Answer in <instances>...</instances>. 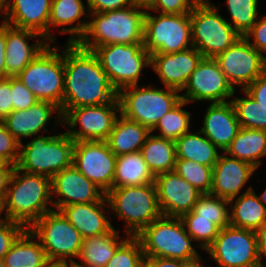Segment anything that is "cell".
Wrapping results in <instances>:
<instances>
[{
	"instance_id": "obj_1",
	"label": "cell",
	"mask_w": 266,
	"mask_h": 267,
	"mask_svg": "<svg viewBox=\"0 0 266 267\" xmlns=\"http://www.w3.org/2000/svg\"><path fill=\"white\" fill-rule=\"evenodd\" d=\"M119 103L118 92L112 86L96 55L77 42L64 44V94L60 110L82 106Z\"/></svg>"
},
{
	"instance_id": "obj_2",
	"label": "cell",
	"mask_w": 266,
	"mask_h": 267,
	"mask_svg": "<svg viewBox=\"0 0 266 267\" xmlns=\"http://www.w3.org/2000/svg\"><path fill=\"white\" fill-rule=\"evenodd\" d=\"M146 11L145 3L136 2L123 9L89 13L87 30L77 43L90 51L108 44L143 43Z\"/></svg>"
},
{
	"instance_id": "obj_3",
	"label": "cell",
	"mask_w": 266,
	"mask_h": 267,
	"mask_svg": "<svg viewBox=\"0 0 266 267\" xmlns=\"http://www.w3.org/2000/svg\"><path fill=\"white\" fill-rule=\"evenodd\" d=\"M49 204H52L51 179L25 172L15 166L3 199L7 220L19 222L29 228L46 212L54 209Z\"/></svg>"
},
{
	"instance_id": "obj_4",
	"label": "cell",
	"mask_w": 266,
	"mask_h": 267,
	"mask_svg": "<svg viewBox=\"0 0 266 267\" xmlns=\"http://www.w3.org/2000/svg\"><path fill=\"white\" fill-rule=\"evenodd\" d=\"M111 217L125 221L124 233L137 236L162 216L155 183L112 188L106 193Z\"/></svg>"
},
{
	"instance_id": "obj_5",
	"label": "cell",
	"mask_w": 266,
	"mask_h": 267,
	"mask_svg": "<svg viewBox=\"0 0 266 267\" xmlns=\"http://www.w3.org/2000/svg\"><path fill=\"white\" fill-rule=\"evenodd\" d=\"M142 245L144 256L163 257L189 261L203 260L199 245L186 232L180 217L161 216L136 236Z\"/></svg>"
},
{
	"instance_id": "obj_6",
	"label": "cell",
	"mask_w": 266,
	"mask_h": 267,
	"mask_svg": "<svg viewBox=\"0 0 266 267\" xmlns=\"http://www.w3.org/2000/svg\"><path fill=\"white\" fill-rule=\"evenodd\" d=\"M30 141L20 143L16 167L28 173L44 175L50 179L63 169L73 165L75 142L66 133L36 135Z\"/></svg>"
},
{
	"instance_id": "obj_7",
	"label": "cell",
	"mask_w": 266,
	"mask_h": 267,
	"mask_svg": "<svg viewBox=\"0 0 266 267\" xmlns=\"http://www.w3.org/2000/svg\"><path fill=\"white\" fill-rule=\"evenodd\" d=\"M120 114L125 118L140 123L150 131L157 122L180 101V91L153 85H135L118 92Z\"/></svg>"
},
{
	"instance_id": "obj_8",
	"label": "cell",
	"mask_w": 266,
	"mask_h": 267,
	"mask_svg": "<svg viewBox=\"0 0 266 267\" xmlns=\"http://www.w3.org/2000/svg\"><path fill=\"white\" fill-rule=\"evenodd\" d=\"M210 0H198L190 13L192 47L203 57L216 58L241 36Z\"/></svg>"
},
{
	"instance_id": "obj_9",
	"label": "cell",
	"mask_w": 266,
	"mask_h": 267,
	"mask_svg": "<svg viewBox=\"0 0 266 267\" xmlns=\"http://www.w3.org/2000/svg\"><path fill=\"white\" fill-rule=\"evenodd\" d=\"M59 51L49 43L17 76L39 101H47L60 110L64 94V45Z\"/></svg>"
},
{
	"instance_id": "obj_10",
	"label": "cell",
	"mask_w": 266,
	"mask_h": 267,
	"mask_svg": "<svg viewBox=\"0 0 266 267\" xmlns=\"http://www.w3.org/2000/svg\"><path fill=\"white\" fill-rule=\"evenodd\" d=\"M92 52L117 92L138 85L142 72L150 67V54L143 43L102 45Z\"/></svg>"
},
{
	"instance_id": "obj_11",
	"label": "cell",
	"mask_w": 266,
	"mask_h": 267,
	"mask_svg": "<svg viewBox=\"0 0 266 267\" xmlns=\"http://www.w3.org/2000/svg\"><path fill=\"white\" fill-rule=\"evenodd\" d=\"M50 261L76 262L83 237L60 210L46 212L29 228Z\"/></svg>"
},
{
	"instance_id": "obj_12",
	"label": "cell",
	"mask_w": 266,
	"mask_h": 267,
	"mask_svg": "<svg viewBox=\"0 0 266 267\" xmlns=\"http://www.w3.org/2000/svg\"><path fill=\"white\" fill-rule=\"evenodd\" d=\"M143 45L150 55L176 53L191 48L190 13L156 14L146 11Z\"/></svg>"
},
{
	"instance_id": "obj_13",
	"label": "cell",
	"mask_w": 266,
	"mask_h": 267,
	"mask_svg": "<svg viewBox=\"0 0 266 267\" xmlns=\"http://www.w3.org/2000/svg\"><path fill=\"white\" fill-rule=\"evenodd\" d=\"M205 251L218 267H257L260 261L256 231L231 225Z\"/></svg>"
},
{
	"instance_id": "obj_14",
	"label": "cell",
	"mask_w": 266,
	"mask_h": 267,
	"mask_svg": "<svg viewBox=\"0 0 266 267\" xmlns=\"http://www.w3.org/2000/svg\"><path fill=\"white\" fill-rule=\"evenodd\" d=\"M118 115L119 103L71 108L62 116V126L74 142L106 141Z\"/></svg>"
},
{
	"instance_id": "obj_15",
	"label": "cell",
	"mask_w": 266,
	"mask_h": 267,
	"mask_svg": "<svg viewBox=\"0 0 266 267\" xmlns=\"http://www.w3.org/2000/svg\"><path fill=\"white\" fill-rule=\"evenodd\" d=\"M183 90L181 100L189 104L197 101L224 103L231 101L232 96L236 94L217 60L206 57L201 59Z\"/></svg>"
},
{
	"instance_id": "obj_16",
	"label": "cell",
	"mask_w": 266,
	"mask_h": 267,
	"mask_svg": "<svg viewBox=\"0 0 266 267\" xmlns=\"http://www.w3.org/2000/svg\"><path fill=\"white\" fill-rule=\"evenodd\" d=\"M116 160L106 141H75L73 166L105 193L113 188Z\"/></svg>"
},
{
	"instance_id": "obj_17",
	"label": "cell",
	"mask_w": 266,
	"mask_h": 267,
	"mask_svg": "<svg viewBox=\"0 0 266 267\" xmlns=\"http://www.w3.org/2000/svg\"><path fill=\"white\" fill-rule=\"evenodd\" d=\"M228 82L236 90L245 89L264 73L263 55L244 37L215 58Z\"/></svg>"
},
{
	"instance_id": "obj_18",
	"label": "cell",
	"mask_w": 266,
	"mask_h": 267,
	"mask_svg": "<svg viewBox=\"0 0 266 267\" xmlns=\"http://www.w3.org/2000/svg\"><path fill=\"white\" fill-rule=\"evenodd\" d=\"M51 199L52 207L60 210L69 204L104 201L106 193L72 165L51 178Z\"/></svg>"
},
{
	"instance_id": "obj_19",
	"label": "cell",
	"mask_w": 266,
	"mask_h": 267,
	"mask_svg": "<svg viewBox=\"0 0 266 267\" xmlns=\"http://www.w3.org/2000/svg\"><path fill=\"white\" fill-rule=\"evenodd\" d=\"M158 205L163 216L181 217L193 210L202 195L192 184L174 171L156 175Z\"/></svg>"
},
{
	"instance_id": "obj_20",
	"label": "cell",
	"mask_w": 266,
	"mask_h": 267,
	"mask_svg": "<svg viewBox=\"0 0 266 267\" xmlns=\"http://www.w3.org/2000/svg\"><path fill=\"white\" fill-rule=\"evenodd\" d=\"M203 55L194 47L176 53H153L150 66L164 87L183 91Z\"/></svg>"
},
{
	"instance_id": "obj_21",
	"label": "cell",
	"mask_w": 266,
	"mask_h": 267,
	"mask_svg": "<svg viewBox=\"0 0 266 267\" xmlns=\"http://www.w3.org/2000/svg\"><path fill=\"white\" fill-rule=\"evenodd\" d=\"M53 116L56 119L53 129H56V126L62 125L60 109L51 102L39 101L26 110L13 111L3 122L7 130L21 143L22 137L26 139L41 135V131L50 133L46 127Z\"/></svg>"
},
{
	"instance_id": "obj_22",
	"label": "cell",
	"mask_w": 266,
	"mask_h": 267,
	"mask_svg": "<svg viewBox=\"0 0 266 267\" xmlns=\"http://www.w3.org/2000/svg\"><path fill=\"white\" fill-rule=\"evenodd\" d=\"M38 37V40L35 38ZM32 44L29 43L30 40ZM41 34L6 24V78L17 77L21 71L49 44Z\"/></svg>"
},
{
	"instance_id": "obj_23",
	"label": "cell",
	"mask_w": 266,
	"mask_h": 267,
	"mask_svg": "<svg viewBox=\"0 0 266 267\" xmlns=\"http://www.w3.org/2000/svg\"><path fill=\"white\" fill-rule=\"evenodd\" d=\"M256 170L250 163L221 152L213 166L210 194L227 200L238 197Z\"/></svg>"
},
{
	"instance_id": "obj_24",
	"label": "cell",
	"mask_w": 266,
	"mask_h": 267,
	"mask_svg": "<svg viewBox=\"0 0 266 267\" xmlns=\"http://www.w3.org/2000/svg\"><path fill=\"white\" fill-rule=\"evenodd\" d=\"M83 16L84 19H82ZM87 18L89 19V10L83 0H52L49 16V42L60 46L55 39L57 36L54 37V33L52 34V28L59 27H61L60 34H69L66 42H78L87 30L89 21Z\"/></svg>"
},
{
	"instance_id": "obj_25",
	"label": "cell",
	"mask_w": 266,
	"mask_h": 267,
	"mask_svg": "<svg viewBox=\"0 0 266 267\" xmlns=\"http://www.w3.org/2000/svg\"><path fill=\"white\" fill-rule=\"evenodd\" d=\"M241 126L231 101L210 103L199 131L221 152H225L236 137Z\"/></svg>"
},
{
	"instance_id": "obj_26",
	"label": "cell",
	"mask_w": 266,
	"mask_h": 267,
	"mask_svg": "<svg viewBox=\"0 0 266 267\" xmlns=\"http://www.w3.org/2000/svg\"><path fill=\"white\" fill-rule=\"evenodd\" d=\"M105 207L109 210L107 199L93 203L69 204L63 206L60 211L85 238L107 233L113 227L108 218L110 210Z\"/></svg>"
},
{
	"instance_id": "obj_27",
	"label": "cell",
	"mask_w": 266,
	"mask_h": 267,
	"mask_svg": "<svg viewBox=\"0 0 266 267\" xmlns=\"http://www.w3.org/2000/svg\"><path fill=\"white\" fill-rule=\"evenodd\" d=\"M52 0H9L6 24L29 29L49 41V16Z\"/></svg>"
},
{
	"instance_id": "obj_28",
	"label": "cell",
	"mask_w": 266,
	"mask_h": 267,
	"mask_svg": "<svg viewBox=\"0 0 266 267\" xmlns=\"http://www.w3.org/2000/svg\"><path fill=\"white\" fill-rule=\"evenodd\" d=\"M122 237L113 226L107 233L83 238L77 257L81 263H75L81 267H105L130 235L125 234Z\"/></svg>"
},
{
	"instance_id": "obj_29",
	"label": "cell",
	"mask_w": 266,
	"mask_h": 267,
	"mask_svg": "<svg viewBox=\"0 0 266 267\" xmlns=\"http://www.w3.org/2000/svg\"><path fill=\"white\" fill-rule=\"evenodd\" d=\"M229 203L231 226L256 231L266 222V208L251 184L241 195L229 200Z\"/></svg>"
},
{
	"instance_id": "obj_30",
	"label": "cell",
	"mask_w": 266,
	"mask_h": 267,
	"mask_svg": "<svg viewBox=\"0 0 266 267\" xmlns=\"http://www.w3.org/2000/svg\"><path fill=\"white\" fill-rule=\"evenodd\" d=\"M150 134L151 131L147 127L120 114L106 142L111 151L120 156L140 151Z\"/></svg>"
},
{
	"instance_id": "obj_31",
	"label": "cell",
	"mask_w": 266,
	"mask_h": 267,
	"mask_svg": "<svg viewBox=\"0 0 266 267\" xmlns=\"http://www.w3.org/2000/svg\"><path fill=\"white\" fill-rule=\"evenodd\" d=\"M49 261L40 241L27 228L5 254L6 267H43Z\"/></svg>"
},
{
	"instance_id": "obj_32",
	"label": "cell",
	"mask_w": 266,
	"mask_h": 267,
	"mask_svg": "<svg viewBox=\"0 0 266 267\" xmlns=\"http://www.w3.org/2000/svg\"><path fill=\"white\" fill-rule=\"evenodd\" d=\"M224 153L259 169L263 164L260 158L266 157V131L241 127Z\"/></svg>"
},
{
	"instance_id": "obj_33",
	"label": "cell",
	"mask_w": 266,
	"mask_h": 267,
	"mask_svg": "<svg viewBox=\"0 0 266 267\" xmlns=\"http://www.w3.org/2000/svg\"><path fill=\"white\" fill-rule=\"evenodd\" d=\"M155 177L140 151L117 156L113 188L155 183Z\"/></svg>"
},
{
	"instance_id": "obj_34",
	"label": "cell",
	"mask_w": 266,
	"mask_h": 267,
	"mask_svg": "<svg viewBox=\"0 0 266 267\" xmlns=\"http://www.w3.org/2000/svg\"><path fill=\"white\" fill-rule=\"evenodd\" d=\"M176 158L195 161L212 167L220 156V150L199 130L188 132L175 141Z\"/></svg>"
},
{
	"instance_id": "obj_35",
	"label": "cell",
	"mask_w": 266,
	"mask_h": 267,
	"mask_svg": "<svg viewBox=\"0 0 266 267\" xmlns=\"http://www.w3.org/2000/svg\"><path fill=\"white\" fill-rule=\"evenodd\" d=\"M140 152L155 176L174 171L177 159L175 141L160 138L151 133L141 147Z\"/></svg>"
},
{
	"instance_id": "obj_36",
	"label": "cell",
	"mask_w": 266,
	"mask_h": 267,
	"mask_svg": "<svg viewBox=\"0 0 266 267\" xmlns=\"http://www.w3.org/2000/svg\"><path fill=\"white\" fill-rule=\"evenodd\" d=\"M187 101L181 100L171 111L166 113L151 130L160 138L176 141L185 133L190 132L192 113L184 109Z\"/></svg>"
},
{
	"instance_id": "obj_37",
	"label": "cell",
	"mask_w": 266,
	"mask_h": 267,
	"mask_svg": "<svg viewBox=\"0 0 266 267\" xmlns=\"http://www.w3.org/2000/svg\"><path fill=\"white\" fill-rule=\"evenodd\" d=\"M240 91L245 96L233 95L231 98L240 126L266 131V108L260 106L244 89Z\"/></svg>"
},
{
	"instance_id": "obj_38",
	"label": "cell",
	"mask_w": 266,
	"mask_h": 267,
	"mask_svg": "<svg viewBox=\"0 0 266 267\" xmlns=\"http://www.w3.org/2000/svg\"><path fill=\"white\" fill-rule=\"evenodd\" d=\"M259 0H226L230 25L243 37L256 23Z\"/></svg>"
},
{
	"instance_id": "obj_39",
	"label": "cell",
	"mask_w": 266,
	"mask_h": 267,
	"mask_svg": "<svg viewBox=\"0 0 266 267\" xmlns=\"http://www.w3.org/2000/svg\"><path fill=\"white\" fill-rule=\"evenodd\" d=\"M229 200L212 195L202 194L193 207L198 218L210 219L220 229L230 225Z\"/></svg>"
},
{
	"instance_id": "obj_40",
	"label": "cell",
	"mask_w": 266,
	"mask_h": 267,
	"mask_svg": "<svg viewBox=\"0 0 266 267\" xmlns=\"http://www.w3.org/2000/svg\"><path fill=\"white\" fill-rule=\"evenodd\" d=\"M174 172L192 184L202 194H209L212 187L213 168L195 161L176 159Z\"/></svg>"
},
{
	"instance_id": "obj_41",
	"label": "cell",
	"mask_w": 266,
	"mask_h": 267,
	"mask_svg": "<svg viewBox=\"0 0 266 267\" xmlns=\"http://www.w3.org/2000/svg\"><path fill=\"white\" fill-rule=\"evenodd\" d=\"M181 220L185 226L186 232L198 242L200 249L206 250L215 240L220 232V228L206 218H198V215L192 210L183 214Z\"/></svg>"
},
{
	"instance_id": "obj_42",
	"label": "cell",
	"mask_w": 266,
	"mask_h": 267,
	"mask_svg": "<svg viewBox=\"0 0 266 267\" xmlns=\"http://www.w3.org/2000/svg\"><path fill=\"white\" fill-rule=\"evenodd\" d=\"M144 258L140 240L130 236L117 250L105 267H141Z\"/></svg>"
},
{
	"instance_id": "obj_43",
	"label": "cell",
	"mask_w": 266,
	"mask_h": 267,
	"mask_svg": "<svg viewBox=\"0 0 266 267\" xmlns=\"http://www.w3.org/2000/svg\"><path fill=\"white\" fill-rule=\"evenodd\" d=\"M198 0H148L147 11L160 14H189Z\"/></svg>"
},
{
	"instance_id": "obj_44",
	"label": "cell",
	"mask_w": 266,
	"mask_h": 267,
	"mask_svg": "<svg viewBox=\"0 0 266 267\" xmlns=\"http://www.w3.org/2000/svg\"><path fill=\"white\" fill-rule=\"evenodd\" d=\"M19 150V141L7 130L4 122L0 120V157L7 163L16 166Z\"/></svg>"
},
{
	"instance_id": "obj_45",
	"label": "cell",
	"mask_w": 266,
	"mask_h": 267,
	"mask_svg": "<svg viewBox=\"0 0 266 267\" xmlns=\"http://www.w3.org/2000/svg\"><path fill=\"white\" fill-rule=\"evenodd\" d=\"M11 90L13 111L26 110L39 102L36 96L17 77H11Z\"/></svg>"
},
{
	"instance_id": "obj_46",
	"label": "cell",
	"mask_w": 266,
	"mask_h": 267,
	"mask_svg": "<svg viewBox=\"0 0 266 267\" xmlns=\"http://www.w3.org/2000/svg\"><path fill=\"white\" fill-rule=\"evenodd\" d=\"M26 229L23 224L11 220H7L0 226V262Z\"/></svg>"
},
{
	"instance_id": "obj_47",
	"label": "cell",
	"mask_w": 266,
	"mask_h": 267,
	"mask_svg": "<svg viewBox=\"0 0 266 267\" xmlns=\"http://www.w3.org/2000/svg\"><path fill=\"white\" fill-rule=\"evenodd\" d=\"M243 37L264 56L266 54V14L259 17Z\"/></svg>"
},
{
	"instance_id": "obj_48",
	"label": "cell",
	"mask_w": 266,
	"mask_h": 267,
	"mask_svg": "<svg viewBox=\"0 0 266 267\" xmlns=\"http://www.w3.org/2000/svg\"><path fill=\"white\" fill-rule=\"evenodd\" d=\"M136 0H87L89 13H103L134 5Z\"/></svg>"
},
{
	"instance_id": "obj_49",
	"label": "cell",
	"mask_w": 266,
	"mask_h": 267,
	"mask_svg": "<svg viewBox=\"0 0 266 267\" xmlns=\"http://www.w3.org/2000/svg\"><path fill=\"white\" fill-rule=\"evenodd\" d=\"M13 112L11 77L0 78V120Z\"/></svg>"
},
{
	"instance_id": "obj_50",
	"label": "cell",
	"mask_w": 266,
	"mask_h": 267,
	"mask_svg": "<svg viewBox=\"0 0 266 267\" xmlns=\"http://www.w3.org/2000/svg\"><path fill=\"white\" fill-rule=\"evenodd\" d=\"M263 108H266V74H261L244 89Z\"/></svg>"
},
{
	"instance_id": "obj_51",
	"label": "cell",
	"mask_w": 266,
	"mask_h": 267,
	"mask_svg": "<svg viewBox=\"0 0 266 267\" xmlns=\"http://www.w3.org/2000/svg\"><path fill=\"white\" fill-rule=\"evenodd\" d=\"M189 264L185 260L144 256L141 267H187Z\"/></svg>"
},
{
	"instance_id": "obj_52",
	"label": "cell",
	"mask_w": 266,
	"mask_h": 267,
	"mask_svg": "<svg viewBox=\"0 0 266 267\" xmlns=\"http://www.w3.org/2000/svg\"><path fill=\"white\" fill-rule=\"evenodd\" d=\"M15 169L14 165L7 163L4 167L0 168V201L5 198L9 181Z\"/></svg>"
},
{
	"instance_id": "obj_53",
	"label": "cell",
	"mask_w": 266,
	"mask_h": 267,
	"mask_svg": "<svg viewBox=\"0 0 266 267\" xmlns=\"http://www.w3.org/2000/svg\"><path fill=\"white\" fill-rule=\"evenodd\" d=\"M5 48H6V23L0 24V78H6Z\"/></svg>"
},
{
	"instance_id": "obj_54",
	"label": "cell",
	"mask_w": 266,
	"mask_h": 267,
	"mask_svg": "<svg viewBox=\"0 0 266 267\" xmlns=\"http://www.w3.org/2000/svg\"><path fill=\"white\" fill-rule=\"evenodd\" d=\"M256 235L260 257L266 258V222L256 230Z\"/></svg>"
},
{
	"instance_id": "obj_55",
	"label": "cell",
	"mask_w": 266,
	"mask_h": 267,
	"mask_svg": "<svg viewBox=\"0 0 266 267\" xmlns=\"http://www.w3.org/2000/svg\"><path fill=\"white\" fill-rule=\"evenodd\" d=\"M9 0H0V19H2V24L6 23L8 15Z\"/></svg>"
},
{
	"instance_id": "obj_56",
	"label": "cell",
	"mask_w": 266,
	"mask_h": 267,
	"mask_svg": "<svg viewBox=\"0 0 266 267\" xmlns=\"http://www.w3.org/2000/svg\"><path fill=\"white\" fill-rule=\"evenodd\" d=\"M43 267H69V262L49 260Z\"/></svg>"
},
{
	"instance_id": "obj_57",
	"label": "cell",
	"mask_w": 266,
	"mask_h": 267,
	"mask_svg": "<svg viewBox=\"0 0 266 267\" xmlns=\"http://www.w3.org/2000/svg\"><path fill=\"white\" fill-rule=\"evenodd\" d=\"M4 212V205H3V201H0V226L3 225L6 221H7V218H6V215L5 213L2 214ZM4 217H3V216Z\"/></svg>"
},
{
	"instance_id": "obj_58",
	"label": "cell",
	"mask_w": 266,
	"mask_h": 267,
	"mask_svg": "<svg viewBox=\"0 0 266 267\" xmlns=\"http://www.w3.org/2000/svg\"><path fill=\"white\" fill-rule=\"evenodd\" d=\"M263 193H261L259 196L257 195L258 199L260 200V202L265 206L266 208V189L262 191Z\"/></svg>"
},
{
	"instance_id": "obj_59",
	"label": "cell",
	"mask_w": 266,
	"mask_h": 267,
	"mask_svg": "<svg viewBox=\"0 0 266 267\" xmlns=\"http://www.w3.org/2000/svg\"><path fill=\"white\" fill-rule=\"evenodd\" d=\"M202 260H198L196 262L190 263L187 267H206L203 263H201ZM209 267V266H207Z\"/></svg>"
},
{
	"instance_id": "obj_60",
	"label": "cell",
	"mask_w": 266,
	"mask_h": 267,
	"mask_svg": "<svg viewBox=\"0 0 266 267\" xmlns=\"http://www.w3.org/2000/svg\"><path fill=\"white\" fill-rule=\"evenodd\" d=\"M262 259L264 260V258L260 257V261H259L257 267H266V264L265 265L263 264L264 261Z\"/></svg>"
},
{
	"instance_id": "obj_61",
	"label": "cell",
	"mask_w": 266,
	"mask_h": 267,
	"mask_svg": "<svg viewBox=\"0 0 266 267\" xmlns=\"http://www.w3.org/2000/svg\"><path fill=\"white\" fill-rule=\"evenodd\" d=\"M7 164V162L0 157V168L4 167Z\"/></svg>"
},
{
	"instance_id": "obj_62",
	"label": "cell",
	"mask_w": 266,
	"mask_h": 267,
	"mask_svg": "<svg viewBox=\"0 0 266 267\" xmlns=\"http://www.w3.org/2000/svg\"><path fill=\"white\" fill-rule=\"evenodd\" d=\"M264 74H266V56H263Z\"/></svg>"
},
{
	"instance_id": "obj_63",
	"label": "cell",
	"mask_w": 266,
	"mask_h": 267,
	"mask_svg": "<svg viewBox=\"0 0 266 267\" xmlns=\"http://www.w3.org/2000/svg\"><path fill=\"white\" fill-rule=\"evenodd\" d=\"M69 267H81V266L77 265L75 262L74 263L69 262Z\"/></svg>"
},
{
	"instance_id": "obj_64",
	"label": "cell",
	"mask_w": 266,
	"mask_h": 267,
	"mask_svg": "<svg viewBox=\"0 0 266 267\" xmlns=\"http://www.w3.org/2000/svg\"><path fill=\"white\" fill-rule=\"evenodd\" d=\"M137 2L146 3L148 0H136Z\"/></svg>"
},
{
	"instance_id": "obj_65",
	"label": "cell",
	"mask_w": 266,
	"mask_h": 267,
	"mask_svg": "<svg viewBox=\"0 0 266 267\" xmlns=\"http://www.w3.org/2000/svg\"><path fill=\"white\" fill-rule=\"evenodd\" d=\"M0 267H6L2 262H0Z\"/></svg>"
}]
</instances>
